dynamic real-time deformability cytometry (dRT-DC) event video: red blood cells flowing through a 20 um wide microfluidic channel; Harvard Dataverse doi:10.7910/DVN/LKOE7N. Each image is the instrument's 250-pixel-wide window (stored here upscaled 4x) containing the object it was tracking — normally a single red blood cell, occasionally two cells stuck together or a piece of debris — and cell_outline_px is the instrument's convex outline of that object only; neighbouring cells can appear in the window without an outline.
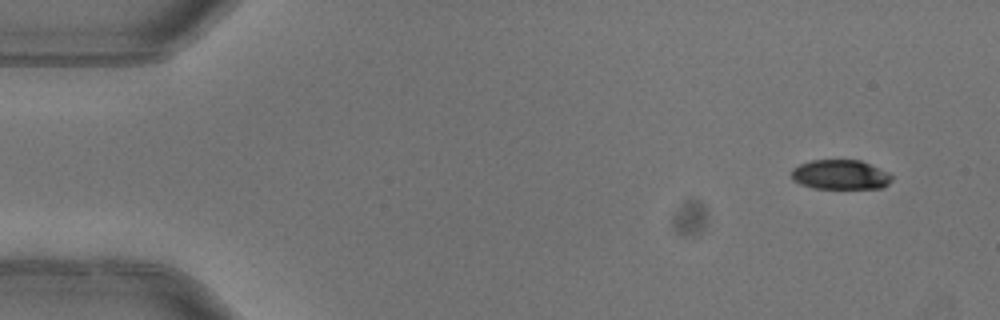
{"species": "common noctule bat (a hibernating species)", "species_latin": "Nyctalus noctula", "temperature_condition": "warm", "stored_images_in_passage": 6, "segment_of_instrument_passage": [2, 2], "camera_frame_rate_fps": 3000, "um_per_image_px": 0.085, "animal": {"sex": "female"}, "frame": {"image": 1, "passage_image": 6, "time_ms": 1.667, "image_size_px": [1000, 320], "cell_outline_px": [[892, 180], [884, 188], [812, 188], [800, 184], [792, 180], [792, 168], [800, 164], [812, 160], [860, 160], [888, 172], [892, 176]], "centroid_in_image_um": [71.43, 14.85], "position_along_channel_um": 13.6, "area_um2": 17.34}}